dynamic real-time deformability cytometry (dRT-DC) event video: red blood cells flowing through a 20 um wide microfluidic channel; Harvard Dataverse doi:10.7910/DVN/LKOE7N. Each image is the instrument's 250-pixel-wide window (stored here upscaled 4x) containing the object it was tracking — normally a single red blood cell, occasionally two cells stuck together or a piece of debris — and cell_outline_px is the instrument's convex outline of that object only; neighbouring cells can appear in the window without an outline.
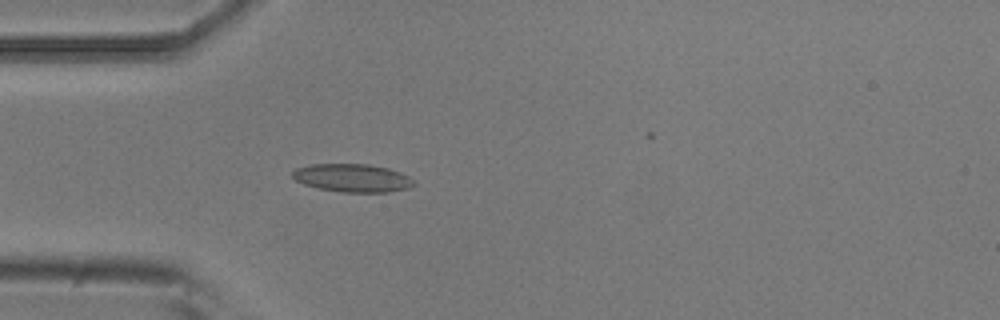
{"species": "common noctule bat (a hibernating species)", "species_latin": "Nyctalus noctula", "temperature_condition": "room temperature", "stored_images_in_passage": 4, "camera_frame_rate_fps": 3000, "um_per_image_px": 0.085, "animal": {"sex": "male", "body_mass_g": 20.5, "forearm_length_mm": 52.5}, "frame": {"image": 1, "passage_image": 4, "time_ms": 1.0, "image_size_px": [1000, 320], "cell_outline_px": [[416, 184], [408, 188], [388, 192], [344, 192], [320, 188], [304, 184], [296, 180], [292, 176], [292, 172], [296, 168], [308, 164], [368, 164], [388, 168], [400, 172], [408, 176]], "centroid_in_image_um": [29.95, 15.12], "position_along_channel_um": 55.0, "area_um2": 19.77}}